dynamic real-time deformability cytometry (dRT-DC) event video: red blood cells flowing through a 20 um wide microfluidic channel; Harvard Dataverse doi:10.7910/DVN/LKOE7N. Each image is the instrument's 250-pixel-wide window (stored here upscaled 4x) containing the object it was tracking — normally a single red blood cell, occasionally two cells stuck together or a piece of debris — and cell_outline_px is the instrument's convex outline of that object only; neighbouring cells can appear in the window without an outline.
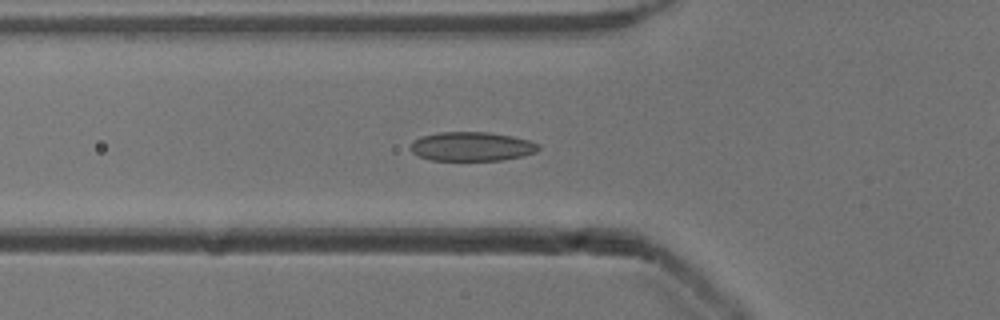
{"species": "common noctule bat (a hibernating species)", "species_latin": "Nyctalus noctula", "temperature_condition": "cold", "stored_images_in_passage": 46, "camera_frame_rate_fps": 3000, "um_per_image_px": 0.085, "animal": {"sex": "male", "body_mass_g": 13.3}, "frame": {"image": 1, "passage_image": 11, "time_ms": 3.333, "image_size_px": [1000, 320], "cell_outline_px": [[540, 148], [536, 152], [524, 156], [500, 160], [432, 160], [420, 156], [412, 152], [412, 144], [416, 140], [424, 136], [440, 132], [488, 132], [512, 136], [528, 140], [540, 144]], "centroid_in_image_um": [40.17, 12.45], "position_along_channel_um": 85.6, "area_um2": 21.44}}
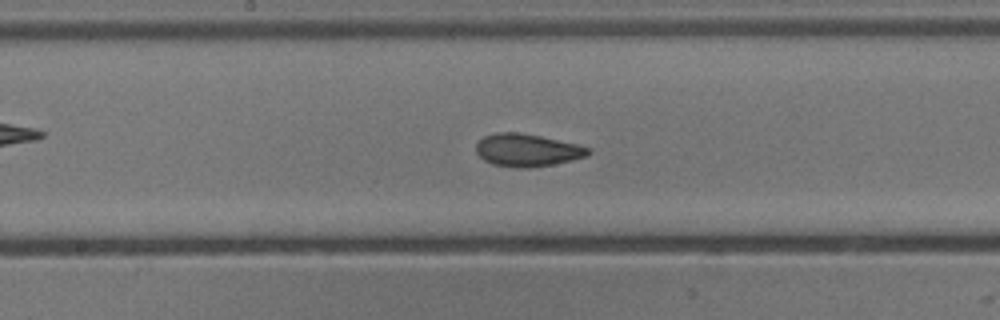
{"frame": {"image": 2, "passage_image": 20, "time_ms": 6.333, "image_size_px": [1000, 320], "cell_outline_px": [[592, 152], [588, 156], [572, 160], [552, 164], [528, 168], [520, 168], [492, 164], [484, 160], [476, 152], [476, 144], [484, 136], [496, 132], [520, 132], [540, 136], [576, 144], [592, 148]], "centroid_in_image_um": [44.82, 12.76], "position_along_channel_um": 203.4, "area_um2": 21.33}}
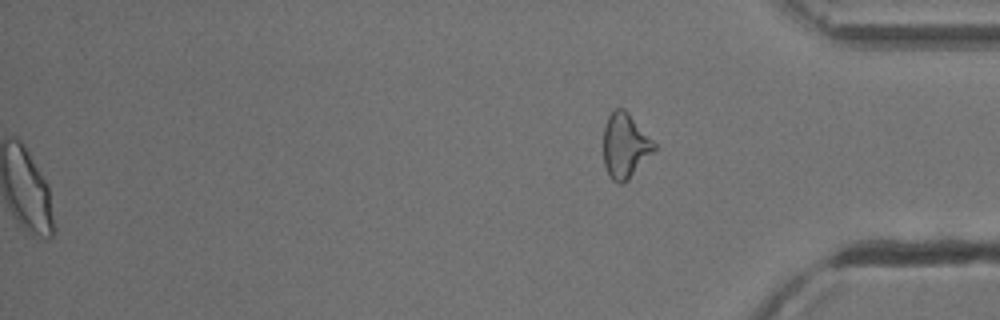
{"frame": {"image": 3, "passage_image": 46, "time_ms": 15.0, "image_size_px": [1000, 320], "cell_outline_px": [[656, 148], [628, 180], [624, 184], [620, 184], [612, 180], [604, 164], [604, 124], [608, 116], [616, 108], [624, 108], [628, 112], [656, 144]], "centroid_in_image_um": [53.12, 12.38], "position_along_channel_um": 382.1, "area_um2": 18.96}, "authors_computed_cell_mechanics": {"area_um2": 21.4727, "velocity_mm_per_s": 3.8947, "shape_relaxation_time_tau1_ms": 4.7222, "shape_relaxation_time_tau2_ms": 1.5965, "deformation_change_tau1": 0.1239, "deformation_change_tau2": 0.0619}}